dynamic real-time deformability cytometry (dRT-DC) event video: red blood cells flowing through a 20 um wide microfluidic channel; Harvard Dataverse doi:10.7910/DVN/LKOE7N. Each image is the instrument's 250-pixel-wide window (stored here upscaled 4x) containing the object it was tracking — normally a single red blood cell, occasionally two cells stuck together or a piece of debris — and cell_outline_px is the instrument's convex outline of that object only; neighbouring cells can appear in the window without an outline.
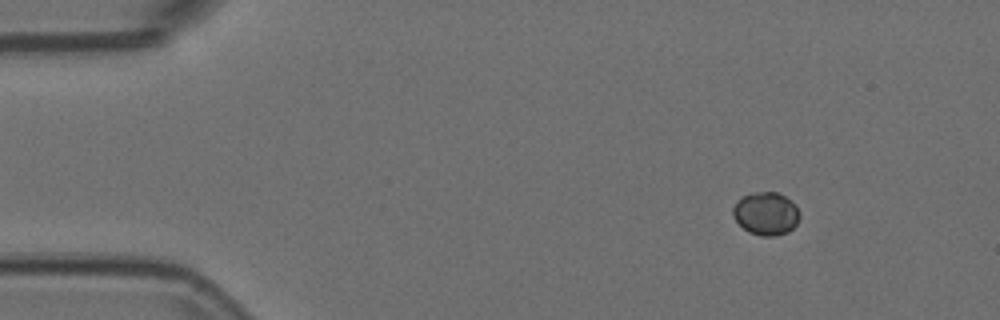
{"species": "Egyptian fruit bat (a non-hibernating species)", "species_latin": "Rousettus aegyptiacus", "temperature_condition": "room temperature", "stored_images_in_passage": 50, "camera_frame_rate_fps": 3000, "um_per_image_px": 0.085, "animal": {"sex": "female"}, "frame": {"image": 1, "passage_image": 1, "time_ms": 0.0, "image_size_px": [1000, 320], "cell_outline_px": [[800, 216], [796, 224], [788, 232], [776, 236], [760, 236], [748, 232], [732, 216], [732, 208], [736, 200], [744, 196], [756, 192], [776, 192], [792, 200], [796, 204], [800, 212]], "centroid_in_image_um": [65.12, 18.16], "position_along_channel_um": 19.9, "area_um2": 16.88}}
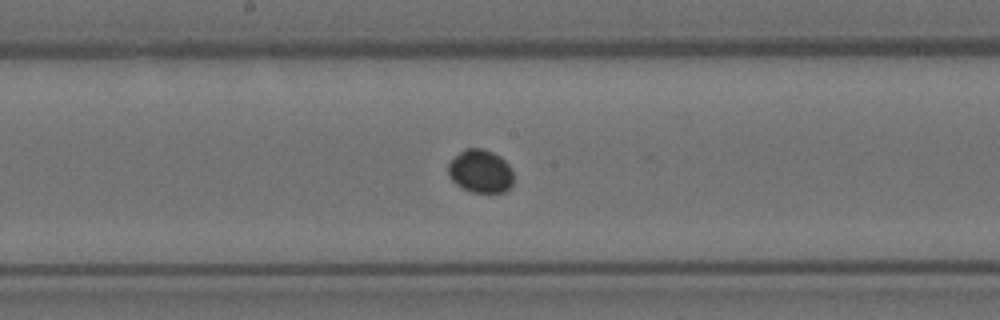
{"frame": {"image": 2, "passage_image": 23, "time_ms": 7.333, "image_size_px": [1000, 320], "cell_outline_px": [[512, 184], [504, 192], [472, 192], [456, 184], [448, 176], [448, 164], [464, 148], [480, 148], [492, 152], [500, 156], [508, 164], [512, 172]], "centroid_in_image_um": [40.83, 14.55], "position_along_channel_um": 207.4, "area_um2": 16.24}}
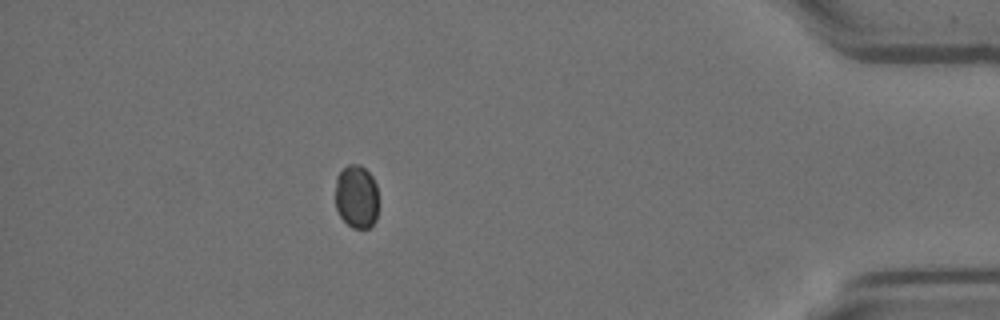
{"frame": {"image": 3, "passage_image": 43, "time_ms": 14.0, "image_size_px": [1000, 320], "cell_outline_px": [[376, 220], [368, 228], [352, 228], [340, 216], [336, 208], [336, 176], [348, 164], [360, 164], [372, 176], [376, 184]], "centroid_in_image_um": [30.28, 16.7], "position_along_channel_um": 404.9, "area_um2": 15.78}}